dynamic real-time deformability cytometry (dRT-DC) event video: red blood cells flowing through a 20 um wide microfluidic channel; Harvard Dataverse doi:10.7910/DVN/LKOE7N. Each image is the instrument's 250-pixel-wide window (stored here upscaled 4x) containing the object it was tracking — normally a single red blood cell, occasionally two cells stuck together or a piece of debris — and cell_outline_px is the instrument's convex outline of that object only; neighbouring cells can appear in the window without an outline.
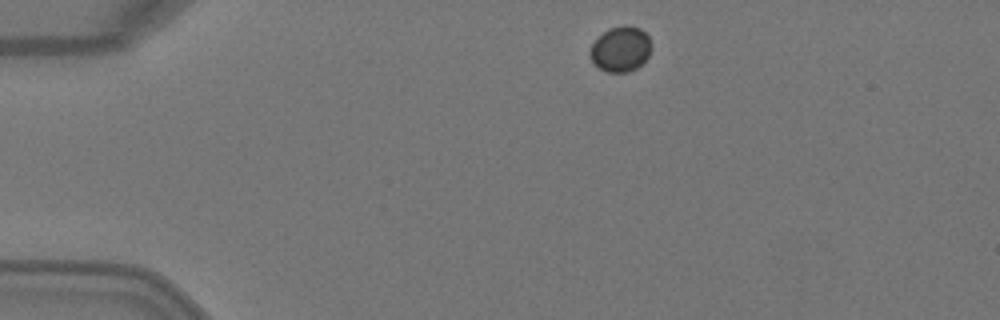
{"species": "Egyptian fruit bat (a non-hibernating species)", "species_latin": "Rousettus aegyptiacus", "temperature_condition": "warm", "stored_images_in_passage": 2, "camera_frame_rate_fps": 3000, "um_per_image_px": 0.085, "animal": {"sex": "female"}, "frame": {"image": 1, "passage_image": 1, "time_ms": 0.0, "image_size_px": [1000, 320], "cell_outline_px": [[652, 48], [648, 56], [636, 68], [628, 72], [608, 72], [600, 68], [588, 56], [588, 52], [592, 44], [608, 28], [624, 24], [640, 28], [648, 36], [652, 44]], "centroid_in_image_um": [52.75, 4.15], "position_along_channel_um": 32.2, "area_um2": 16.18}}